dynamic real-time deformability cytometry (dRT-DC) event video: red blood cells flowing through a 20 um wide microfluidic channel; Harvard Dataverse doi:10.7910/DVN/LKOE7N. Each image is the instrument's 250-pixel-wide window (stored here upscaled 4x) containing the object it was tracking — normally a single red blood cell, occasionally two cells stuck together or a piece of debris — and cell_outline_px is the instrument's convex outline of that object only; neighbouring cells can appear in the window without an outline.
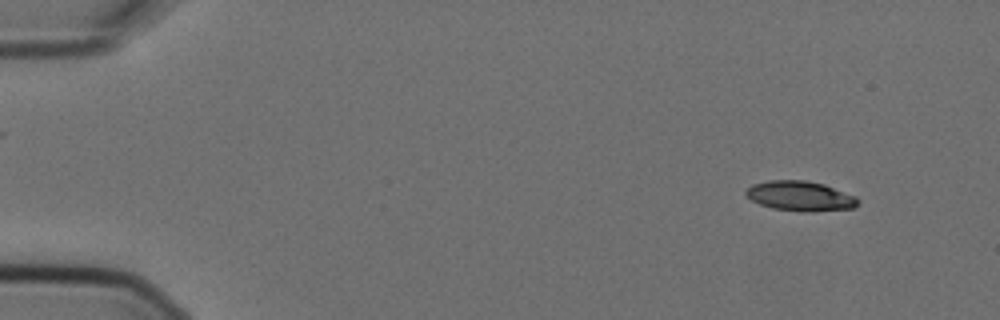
{"species": "Egyptian fruit bat (a non-hibernating species)", "species_latin": "Rousettus aegyptiacus", "temperature_condition": "cold", "stored_images_in_passage": 6, "camera_frame_rate_fps": 3000, "um_per_image_px": 0.085, "animal": {"sex": "female"}, "frame": {"image": 1, "passage_image": 1, "time_ms": 0.0, "image_size_px": [1000, 320], "cell_outline_px": [[860, 204], [852, 208], [812, 212], [800, 212], [772, 208], [760, 204], [752, 200], [744, 192], [752, 184], [768, 180], [804, 180], [824, 184], [856, 196], [860, 200]], "centroid_in_image_um": [68.04, 16.67], "position_along_channel_um": 17.0, "area_um2": 19.65}}
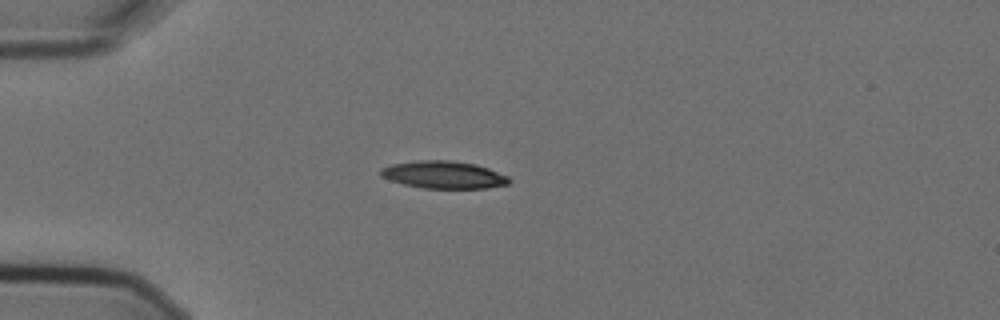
{"frame": {"image": 2, "passage_image": 4, "time_ms": 1.0, "image_size_px": [1000, 320], "cell_outline_px": [[512, 180], [508, 184], [484, 188], [424, 188], [404, 184], [380, 176], [380, 168], [392, 164], [420, 160], [452, 160], [476, 164], [488, 168], [508, 176]], "centroid_in_image_um": [37.73, 14.85], "position_along_channel_um": 47.3, "area_um2": 20.46}}
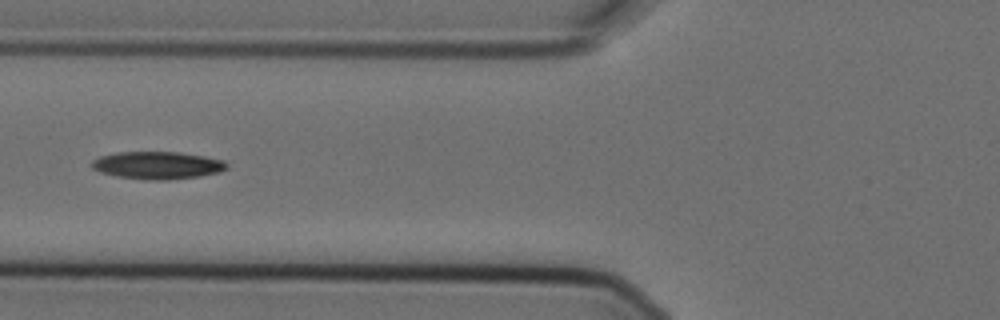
{"frame": {"image": 3, "passage_image": 6, "time_ms": 1.667, "image_size_px": [1000, 320], "cell_outline_px": [[228, 168], [220, 172], [200, 176], [168, 180], [144, 180], [116, 176], [100, 172], [92, 168], [88, 164], [92, 160], [100, 156], [116, 152], [176, 152], [204, 156], [224, 160], [228, 164]], "centroid_in_image_um": [13.36, 14.05], "position_along_channel_um": 112.4, "area_um2": 21.91}}